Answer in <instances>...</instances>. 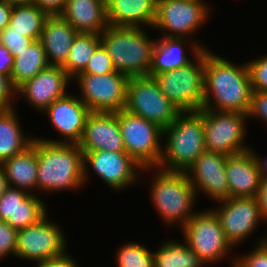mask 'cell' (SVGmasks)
<instances>
[{"label": "cell", "mask_w": 267, "mask_h": 267, "mask_svg": "<svg viewBox=\"0 0 267 267\" xmlns=\"http://www.w3.org/2000/svg\"><path fill=\"white\" fill-rule=\"evenodd\" d=\"M47 215L18 231L16 257L41 262L66 252L67 241L64 233Z\"/></svg>", "instance_id": "cell-13"}, {"label": "cell", "mask_w": 267, "mask_h": 267, "mask_svg": "<svg viewBox=\"0 0 267 267\" xmlns=\"http://www.w3.org/2000/svg\"><path fill=\"white\" fill-rule=\"evenodd\" d=\"M226 59L205 49L202 109L247 114L253 91L247 62L236 65Z\"/></svg>", "instance_id": "cell-1"}, {"label": "cell", "mask_w": 267, "mask_h": 267, "mask_svg": "<svg viewBox=\"0 0 267 267\" xmlns=\"http://www.w3.org/2000/svg\"><path fill=\"white\" fill-rule=\"evenodd\" d=\"M143 28L108 25L100 34L116 72L129 78L148 76L151 68L156 40Z\"/></svg>", "instance_id": "cell-3"}, {"label": "cell", "mask_w": 267, "mask_h": 267, "mask_svg": "<svg viewBox=\"0 0 267 267\" xmlns=\"http://www.w3.org/2000/svg\"><path fill=\"white\" fill-rule=\"evenodd\" d=\"M8 187L6 173L3 166L0 164V196L5 192Z\"/></svg>", "instance_id": "cell-46"}, {"label": "cell", "mask_w": 267, "mask_h": 267, "mask_svg": "<svg viewBox=\"0 0 267 267\" xmlns=\"http://www.w3.org/2000/svg\"><path fill=\"white\" fill-rule=\"evenodd\" d=\"M71 80L61 66L49 65L20 85L17 95L23 96L37 111L43 112L56 99L67 94L65 91Z\"/></svg>", "instance_id": "cell-18"}, {"label": "cell", "mask_w": 267, "mask_h": 267, "mask_svg": "<svg viewBox=\"0 0 267 267\" xmlns=\"http://www.w3.org/2000/svg\"><path fill=\"white\" fill-rule=\"evenodd\" d=\"M201 44V45H199ZM190 44L194 56L187 66L153 76L161 92L181 112L200 111L204 101L205 47L202 43Z\"/></svg>", "instance_id": "cell-6"}, {"label": "cell", "mask_w": 267, "mask_h": 267, "mask_svg": "<svg viewBox=\"0 0 267 267\" xmlns=\"http://www.w3.org/2000/svg\"><path fill=\"white\" fill-rule=\"evenodd\" d=\"M266 237L258 240L254 250L244 256L236 257L232 261V267H267V242Z\"/></svg>", "instance_id": "cell-34"}, {"label": "cell", "mask_w": 267, "mask_h": 267, "mask_svg": "<svg viewBox=\"0 0 267 267\" xmlns=\"http://www.w3.org/2000/svg\"><path fill=\"white\" fill-rule=\"evenodd\" d=\"M210 5L203 0H165L157 2L153 29L166 37L187 38L201 29L210 15ZM167 33L166 35L164 33Z\"/></svg>", "instance_id": "cell-11"}, {"label": "cell", "mask_w": 267, "mask_h": 267, "mask_svg": "<svg viewBox=\"0 0 267 267\" xmlns=\"http://www.w3.org/2000/svg\"><path fill=\"white\" fill-rule=\"evenodd\" d=\"M83 152V180L85 184L89 177L88 167L90 166L113 191L125 189L139 179L137 172L139 170L141 172L142 167L126 152H110L106 150Z\"/></svg>", "instance_id": "cell-15"}, {"label": "cell", "mask_w": 267, "mask_h": 267, "mask_svg": "<svg viewBox=\"0 0 267 267\" xmlns=\"http://www.w3.org/2000/svg\"><path fill=\"white\" fill-rule=\"evenodd\" d=\"M247 118L244 113L203 109L206 151L230 156L251 149L244 145Z\"/></svg>", "instance_id": "cell-10"}, {"label": "cell", "mask_w": 267, "mask_h": 267, "mask_svg": "<svg viewBox=\"0 0 267 267\" xmlns=\"http://www.w3.org/2000/svg\"><path fill=\"white\" fill-rule=\"evenodd\" d=\"M186 38L166 37L156 39L152 63L148 76L153 77L166 71H172L187 66L192 61L184 49Z\"/></svg>", "instance_id": "cell-26"}, {"label": "cell", "mask_w": 267, "mask_h": 267, "mask_svg": "<svg viewBox=\"0 0 267 267\" xmlns=\"http://www.w3.org/2000/svg\"><path fill=\"white\" fill-rule=\"evenodd\" d=\"M1 165L6 173L8 186L34 195L33 189L37 190L38 162L36 148L32 144L19 154L5 160Z\"/></svg>", "instance_id": "cell-25"}, {"label": "cell", "mask_w": 267, "mask_h": 267, "mask_svg": "<svg viewBox=\"0 0 267 267\" xmlns=\"http://www.w3.org/2000/svg\"><path fill=\"white\" fill-rule=\"evenodd\" d=\"M165 145L158 168L167 171H186L206 151L203 109L181 112L175 121L163 129Z\"/></svg>", "instance_id": "cell-4"}, {"label": "cell", "mask_w": 267, "mask_h": 267, "mask_svg": "<svg viewBox=\"0 0 267 267\" xmlns=\"http://www.w3.org/2000/svg\"><path fill=\"white\" fill-rule=\"evenodd\" d=\"M249 118L258 117L267 124V92L252 91L250 109L247 113Z\"/></svg>", "instance_id": "cell-38"}, {"label": "cell", "mask_w": 267, "mask_h": 267, "mask_svg": "<svg viewBox=\"0 0 267 267\" xmlns=\"http://www.w3.org/2000/svg\"><path fill=\"white\" fill-rule=\"evenodd\" d=\"M12 5L5 0H0V31L9 26Z\"/></svg>", "instance_id": "cell-44"}, {"label": "cell", "mask_w": 267, "mask_h": 267, "mask_svg": "<svg viewBox=\"0 0 267 267\" xmlns=\"http://www.w3.org/2000/svg\"><path fill=\"white\" fill-rule=\"evenodd\" d=\"M14 58L10 51L0 44V73L11 77Z\"/></svg>", "instance_id": "cell-42"}, {"label": "cell", "mask_w": 267, "mask_h": 267, "mask_svg": "<svg viewBox=\"0 0 267 267\" xmlns=\"http://www.w3.org/2000/svg\"><path fill=\"white\" fill-rule=\"evenodd\" d=\"M18 231L6 221L0 220V259L9 254L15 256Z\"/></svg>", "instance_id": "cell-37"}, {"label": "cell", "mask_w": 267, "mask_h": 267, "mask_svg": "<svg viewBox=\"0 0 267 267\" xmlns=\"http://www.w3.org/2000/svg\"><path fill=\"white\" fill-rule=\"evenodd\" d=\"M79 146L82 151L126 152L118 123V111H91Z\"/></svg>", "instance_id": "cell-19"}, {"label": "cell", "mask_w": 267, "mask_h": 267, "mask_svg": "<svg viewBox=\"0 0 267 267\" xmlns=\"http://www.w3.org/2000/svg\"><path fill=\"white\" fill-rule=\"evenodd\" d=\"M151 169H157L151 181V202L162 216V220L164 219L163 222L165 221L168 226L179 223L182 229L196 213L193 208L197 200L194 187L185 171H167L158 167H148L142 168L141 172L146 173Z\"/></svg>", "instance_id": "cell-5"}, {"label": "cell", "mask_w": 267, "mask_h": 267, "mask_svg": "<svg viewBox=\"0 0 267 267\" xmlns=\"http://www.w3.org/2000/svg\"><path fill=\"white\" fill-rule=\"evenodd\" d=\"M79 97L90 111L117 112L125 109L129 77L121 72L77 75Z\"/></svg>", "instance_id": "cell-12"}, {"label": "cell", "mask_w": 267, "mask_h": 267, "mask_svg": "<svg viewBox=\"0 0 267 267\" xmlns=\"http://www.w3.org/2000/svg\"><path fill=\"white\" fill-rule=\"evenodd\" d=\"M211 208L218 217L227 239L233 246L239 245L264 220L256 197H229L218 201Z\"/></svg>", "instance_id": "cell-14"}, {"label": "cell", "mask_w": 267, "mask_h": 267, "mask_svg": "<svg viewBox=\"0 0 267 267\" xmlns=\"http://www.w3.org/2000/svg\"><path fill=\"white\" fill-rule=\"evenodd\" d=\"M156 8L155 0H107V21L112 26L153 27Z\"/></svg>", "instance_id": "cell-24"}, {"label": "cell", "mask_w": 267, "mask_h": 267, "mask_svg": "<svg viewBox=\"0 0 267 267\" xmlns=\"http://www.w3.org/2000/svg\"><path fill=\"white\" fill-rule=\"evenodd\" d=\"M118 123L126 153L142 168L158 167L163 129L125 109L118 111Z\"/></svg>", "instance_id": "cell-7"}, {"label": "cell", "mask_w": 267, "mask_h": 267, "mask_svg": "<svg viewBox=\"0 0 267 267\" xmlns=\"http://www.w3.org/2000/svg\"><path fill=\"white\" fill-rule=\"evenodd\" d=\"M16 94L17 88L13 85L11 77L0 73V110L15 108L12 98Z\"/></svg>", "instance_id": "cell-39"}, {"label": "cell", "mask_w": 267, "mask_h": 267, "mask_svg": "<svg viewBox=\"0 0 267 267\" xmlns=\"http://www.w3.org/2000/svg\"><path fill=\"white\" fill-rule=\"evenodd\" d=\"M101 43L100 34L78 33L69 51L63 70L73 80L82 73L97 46Z\"/></svg>", "instance_id": "cell-31"}, {"label": "cell", "mask_w": 267, "mask_h": 267, "mask_svg": "<svg viewBox=\"0 0 267 267\" xmlns=\"http://www.w3.org/2000/svg\"><path fill=\"white\" fill-rule=\"evenodd\" d=\"M37 191L56 192L84 187V152L79 144L54 143L35 137Z\"/></svg>", "instance_id": "cell-2"}, {"label": "cell", "mask_w": 267, "mask_h": 267, "mask_svg": "<svg viewBox=\"0 0 267 267\" xmlns=\"http://www.w3.org/2000/svg\"><path fill=\"white\" fill-rule=\"evenodd\" d=\"M5 1H7L12 6L27 5L33 3V0H5Z\"/></svg>", "instance_id": "cell-47"}, {"label": "cell", "mask_w": 267, "mask_h": 267, "mask_svg": "<svg viewBox=\"0 0 267 267\" xmlns=\"http://www.w3.org/2000/svg\"><path fill=\"white\" fill-rule=\"evenodd\" d=\"M226 162L227 156L205 151L186 169L185 173L196 195L203 192L215 202L229 198Z\"/></svg>", "instance_id": "cell-17"}, {"label": "cell", "mask_w": 267, "mask_h": 267, "mask_svg": "<svg viewBox=\"0 0 267 267\" xmlns=\"http://www.w3.org/2000/svg\"><path fill=\"white\" fill-rule=\"evenodd\" d=\"M255 153L258 165H259V169H260V173H261V179L262 180H267V158L266 159H261V157L259 158V156Z\"/></svg>", "instance_id": "cell-45"}, {"label": "cell", "mask_w": 267, "mask_h": 267, "mask_svg": "<svg viewBox=\"0 0 267 267\" xmlns=\"http://www.w3.org/2000/svg\"><path fill=\"white\" fill-rule=\"evenodd\" d=\"M32 41L28 37L13 31L9 26L0 31V44L10 51L13 58L20 55V52L26 49Z\"/></svg>", "instance_id": "cell-35"}, {"label": "cell", "mask_w": 267, "mask_h": 267, "mask_svg": "<svg viewBox=\"0 0 267 267\" xmlns=\"http://www.w3.org/2000/svg\"><path fill=\"white\" fill-rule=\"evenodd\" d=\"M253 149L227 156L226 178L229 197H256L261 173Z\"/></svg>", "instance_id": "cell-21"}, {"label": "cell", "mask_w": 267, "mask_h": 267, "mask_svg": "<svg viewBox=\"0 0 267 267\" xmlns=\"http://www.w3.org/2000/svg\"><path fill=\"white\" fill-rule=\"evenodd\" d=\"M37 267H79L75 259L67 252L63 255L38 262Z\"/></svg>", "instance_id": "cell-41"}, {"label": "cell", "mask_w": 267, "mask_h": 267, "mask_svg": "<svg viewBox=\"0 0 267 267\" xmlns=\"http://www.w3.org/2000/svg\"><path fill=\"white\" fill-rule=\"evenodd\" d=\"M47 214L45 203L37 195L8 186L0 196V220L19 231L35 224Z\"/></svg>", "instance_id": "cell-20"}, {"label": "cell", "mask_w": 267, "mask_h": 267, "mask_svg": "<svg viewBox=\"0 0 267 267\" xmlns=\"http://www.w3.org/2000/svg\"><path fill=\"white\" fill-rule=\"evenodd\" d=\"M154 267H203L205 263L189 248L187 243L169 240L156 252L153 251Z\"/></svg>", "instance_id": "cell-29"}, {"label": "cell", "mask_w": 267, "mask_h": 267, "mask_svg": "<svg viewBox=\"0 0 267 267\" xmlns=\"http://www.w3.org/2000/svg\"><path fill=\"white\" fill-rule=\"evenodd\" d=\"M115 255L118 267H154L152 251L139 243H125Z\"/></svg>", "instance_id": "cell-32"}, {"label": "cell", "mask_w": 267, "mask_h": 267, "mask_svg": "<svg viewBox=\"0 0 267 267\" xmlns=\"http://www.w3.org/2000/svg\"><path fill=\"white\" fill-rule=\"evenodd\" d=\"M256 199L260 207L263 218L267 222V180H262Z\"/></svg>", "instance_id": "cell-43"}, {"label": "cell", "mask_w": 267, "mask_h": 267, "mask_svg": "<svg viewBox=\"0 0 267 267\" xmlns=\"http://www.w3.org/2000/svg\"><path fill=\"white\" fill-rule=\"evenodd\" d=\"M48 15L32 4L12 7L9 27L35 41L39 40Z\"/></svg>", "instance_id": "cell-30"}, {"label": "cell", "mask_w": 267, "mask_h": 267, "mask_svg": "<svg viewBox=\"0 0 267 267\" xmlns=\"http://www.w3.org/2000/svg\"><path fill=\"white\" fill-rule=\"evenodd\" d=\"M33 4L45 12L48 16L61 15L66 0H33Z\"/></svg>", "instance_id": "cell-40"}, {"label": "cell", "mask_w": 267, "mask_h": 267, "mask_svg": "<svg viewBox=\"0 0 267 267\" xmlns=\"http://www.w3.org/2000/svg\"><path fill=\"white\" fill-rule=\"evenodd\" d=\"M252 90L267 92V55L247 63Z\"/></svg>", "instance_id": "cell-36"}, {"label": "cell", "mask_w": 267, "mask_h": 267, "mask_svg": "<svg viewBox=\"0 0 267 267\" xmlns=\"http://www.w3.org/2000/svg\"><path fill=\"white\" fill-rule=\"evenodd\" d=\"M14 108L0 110V164L29 147L34 136L23 134Z\"/></svg>", "instance_id": "cell-27"}, {"label": "cell", "mask_w": 267, "mask_h": 267, "mask_svg": "<svg viewBox=\"0 0 267 267\" xmlns=\"http://www.w3.org/2000/svg\"><path fill=\"white\" fill-rule=\"evenodd\" d=\"M48 66L46 53L40 40L32 41L26 49L20 52V55L14 58L11 81L18 88Z\"/></svg>", "instance_id": "cell-28"}, {"label": "cell", "mask_w": 267, "mask_h": 267, "mask_svg": "<svg viewBox=\"0 0 267 267\" xmlns=\"http://www.w3.org/2000/svg\"><path fill=\"white\" fill-rule=\"evenodd\" d=\"M90 112L88 106L79 97L67 93L65 96L56 99L43 111L48 115L52 126L62 136V139H38L54 143L79 144Z\"/></svg>", "instance_id": "cell-16"}, {"label": "cell", "mask_w": 267, "mask_h": 267, "mask_svg": "<svg viewBox=\"0 0 267 267\" xmlns=\"http://www.w3.org/2000/svg\"><path fill=\"white\" fill-rule=\"evenodd\" d=\"M111 72H116L112 59L106 48L100 43L87 63L85 70L78 75H103Z\"/></svg>", "instance_id": "cell-33"}, {"label": "cell", "mask_w": 267, "mask_h": 267, "mask_svg": "<svg viewBox=\"0 0 267 267\" xmlns=\"http://www.w3.org/2000/svg\"><path fill=\"white\" fill-rule=\"evenodd\" d=\"M78 32L61 15L48 16L40 36L49 65L63 66Z\"/></svg>", "instance_id": "cell-22"}, {"label": "cell", "mask_w": 267, "mask_h": 267, "mask_svg": "<svg viewBox=\"0 0 267 267\" xmlns=\"http://www.w3.org/2000/svg\"><path fill=\"white\" fill-rule=\"evenodd\" d=\"M155 1H156V3H157V2H162V1H165V0H155Z\"/></svg>", "instance_id": "cell-48"}, {"label": "cell", "mask_w": 267, "mask_h": 267, "mask_svg": "<svg viewBox=\"0 0 267 267\" xmlns=\"http://www.w3.org/2000/svg\"><path fill=\"white\" fill-rule=\"evenodd\" d=\"M184 241L206 264L221 261L234 246L227 239L213 210L196 212L182 228Z\"/></svg>", "instance_id": "cell-9"}, {"label": "cell", "mask_w": 267, "mask_h": 267, "mask_svg": "<svg viewBox=\"0 0 267 267\" xmlns=\"http://www.w3.org/2000/svg\"><path fill=\"white\" fill-rule=\"evenodd\" d=\"M61 16L78 33L101 34L109 25L104 0H66Z\"/></svg>", "instance_id": "cell-23"}, {"label": "cell", "mask_w": 267, "mask_h": 267, "mask_svg": "<svg viewBox=\"0 0 267 267\" xmlns=\"http://www.w3.org/2000/svg\"><path fill=\"white\" fill-rule=\"evenodd\" d=\"M125 110L156 123L162 129L170 126L181 113L149 76L129 79Z\"/></svg>", "instance_id": "cell-8"}]
</instances>
